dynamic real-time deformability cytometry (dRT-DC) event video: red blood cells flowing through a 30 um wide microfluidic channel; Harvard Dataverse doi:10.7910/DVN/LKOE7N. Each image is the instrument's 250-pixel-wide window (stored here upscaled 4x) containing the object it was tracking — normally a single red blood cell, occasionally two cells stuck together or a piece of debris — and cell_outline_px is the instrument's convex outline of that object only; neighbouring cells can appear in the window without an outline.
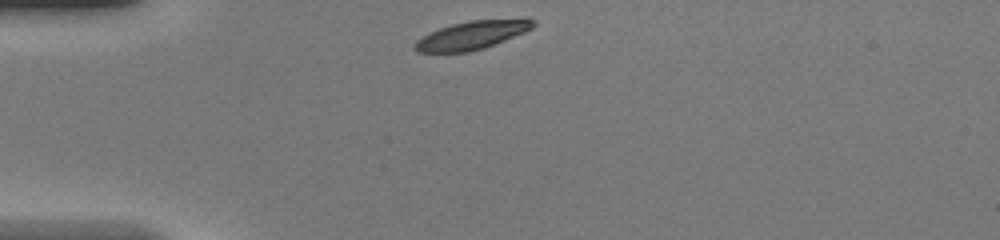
{"species": "common noctule bat (a hibernating species)", "species_latin": "Nyctalus noctula", "temperature_condition": "warm", "stored_images_in_passage": 31, "camera_frame_rate_fps": 3000, "um_per_image_px": 0.085, "animal": {"sex": "female", "body_mass_g": 20.0, "forearm_length_mm": 54.0}, "frame": {"image": 1, "passage_image": 1, "time_ms": 0.0, "image_size_px": [1000, 240], "cell_outline_px": [[536, 24], [532, 28], [524, 32], [484, 48], [468, 52], [416, 52], [412, 48], [416, 40], [440, 28], [452, 24], [468, 20], [524, 16], [528, 16], [536, 20]], "centroid_in_image_um": [40.22, 2.94], "position_along_channel_um": 44.8, "area_um2": 20.06}}
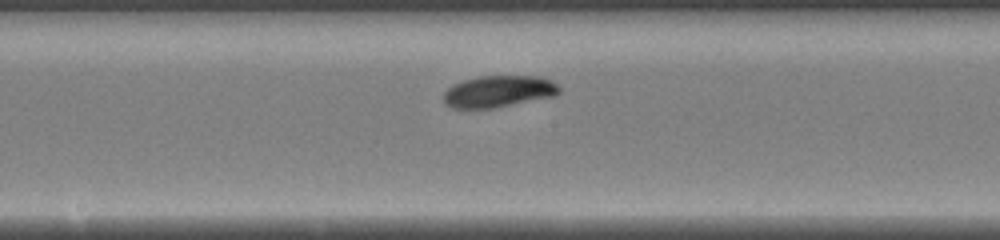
{"frame": {"image": 2, "passage_image": 14, "time_ms": 4.333, "image_size_px": [1000, 240], "cell_outline_px": [[560, 92], [556, 96], [492, 108], [452, 108], [444, 104], [444, 92], [452, 84], [464, 80], [480, 76], [540, 76], [552, 80], [560, 88]], "centroid_in_image_um": [42.39, 7.77], "position_along_channel_um": 205.8, "area_um2": 21.44}}
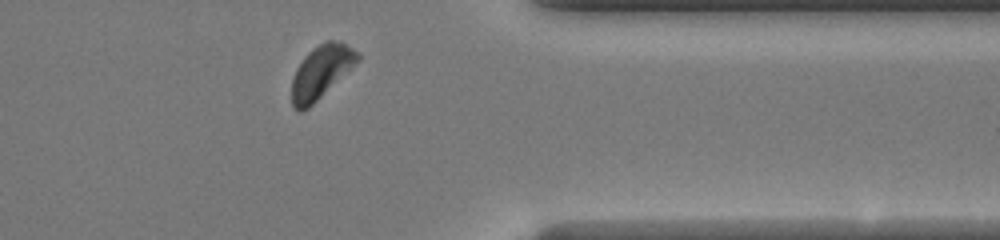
{"frame": {"image": 3, "passage_image": 27, "time_ms": 8.667, "image_size_px": [1000, 240], "cell_outline_px": [[360, 60], [308, 108], [300, 112], [292, 108], [292, 80], [296, 68], [304, 56], [312, 48], [324, 40], [332, 40], [344, 44], [360, 52]], "centroid_in_image_um": [27.28, 6.1], "position_along_channel_um": 384.1, "area_um2": 20.23}}